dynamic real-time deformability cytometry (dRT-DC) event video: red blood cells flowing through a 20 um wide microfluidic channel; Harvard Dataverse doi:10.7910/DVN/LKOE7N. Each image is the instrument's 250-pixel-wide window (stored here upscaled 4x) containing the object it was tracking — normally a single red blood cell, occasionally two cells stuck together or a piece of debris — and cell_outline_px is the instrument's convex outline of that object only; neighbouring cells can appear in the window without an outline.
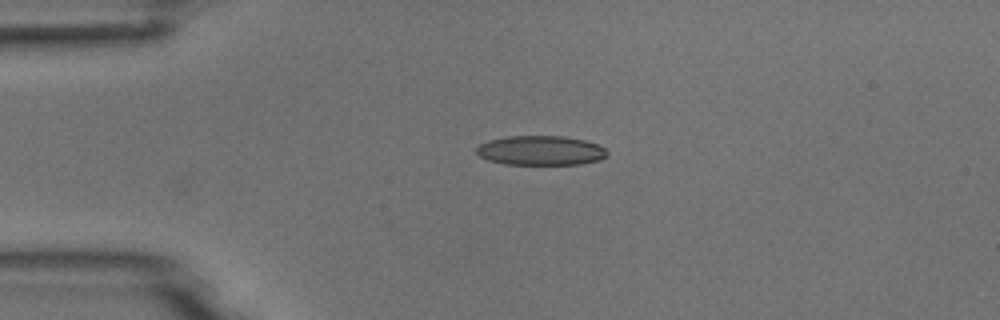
{"species": "common noctule bat (a hibernating species)", "species_latin": "Nyctalus noctula", "temperature_condition": "room temperature", "stored_images_in_passage": 2, "camera_frame_rate_fps": 3000, "um_per_image_px": 0.085, "animal": {"sex": "male", "body_mass_g": 18.8}, "frame": {"image": 1, "passage_image": 2, "time_ms": 0.333, "image_size_px": [1000, 320], "cell_outline_px": [[608, 156], [600, 160], [580, 164], [504, 164], [488, 160], [480, 156], [476, 152], [476, 148], [480, 144], [488, 140], [508, 136], [564, 136], [584, 140], [596, 144], [604, 148], [608, 152]], "centroid_in_image_um": [45.96, 12.79], "position_along_channel_um": 39.0, "area_um2": 22.48}}